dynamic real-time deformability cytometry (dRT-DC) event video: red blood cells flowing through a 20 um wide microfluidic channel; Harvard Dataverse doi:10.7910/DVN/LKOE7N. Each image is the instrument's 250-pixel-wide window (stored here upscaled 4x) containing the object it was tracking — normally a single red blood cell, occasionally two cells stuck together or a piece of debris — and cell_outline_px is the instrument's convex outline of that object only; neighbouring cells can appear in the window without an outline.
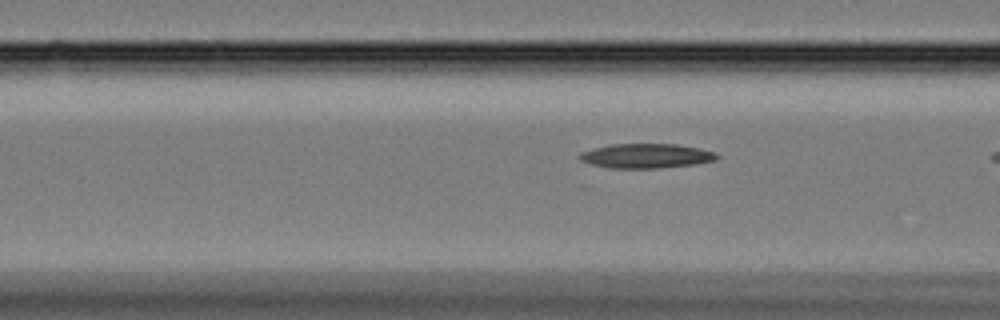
{"species": "Egyptian fruit bat (a non-hibernating species)", "species_latin": "Rousettus aegyptiacus", "temperature_condition": "cold", "stored_images_in_passage": 15, "camera_frame_rate_fps": 3000, "um_per_image_px": 0.085, "animal": {"sex": "female"}, "frame": {"image": 1, "passage_image": 13, "time_ms": 4.0, "image_size_px": [1000, 320], "cell_outline_px": [[720, 156], [716, 160], [696, 164], [660, 168], [608, 168], [588, 164], [580, 160], [576, 156], [580, 152], [592, 148], [608, 144], [676, 144], [700, 148], [716, 152]], "centroid_in_image_um": [54.89, 13.25], "position_along_channel_um": 111.7, "area_um2": 20.0}}